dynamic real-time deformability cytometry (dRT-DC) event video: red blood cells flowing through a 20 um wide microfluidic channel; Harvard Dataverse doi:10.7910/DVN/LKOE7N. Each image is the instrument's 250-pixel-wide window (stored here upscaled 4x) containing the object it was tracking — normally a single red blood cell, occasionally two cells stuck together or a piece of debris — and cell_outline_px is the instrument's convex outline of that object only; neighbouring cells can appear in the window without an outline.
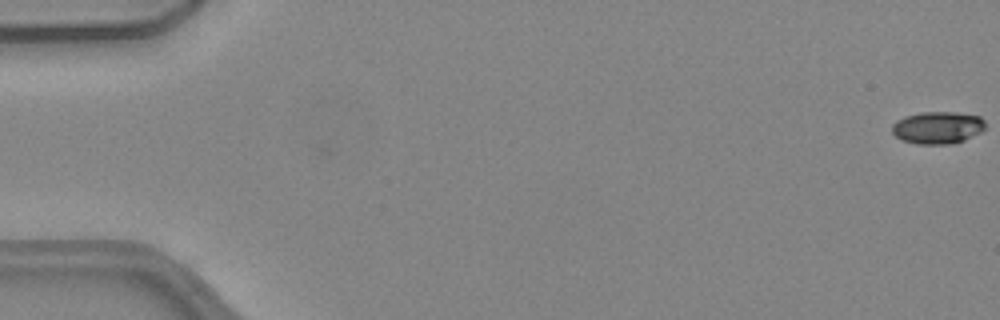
{"species": "common noctule bat (a hibernating species)", "species_latin": "Nyctalus noctula", "temperature_condition": "warm", "stored_images_in_passage": 21, "camera_frame_rate_fps": 3000, "um_per_image_px": 0.085, "animal": {"sex": "female", "body_mass_g": 24.6, "forearm_length_mm": 56.2}, "frame": {"image": 1, "passage_image": 1, "time_ms": 0.0, "image_size_px": [1000, 320], "cell_outline_px": [[984, 128], [980, 132], [964, 140], [952, 144], [916, 144], [900, 140], [892, 132], [892, 124], [896, 120], [904, 116], [920, 112], [956, 112], [980, 116], [984, 120]], "centroid_in_image_um": [79.66, 10.84], "position_along_channel_um": 5.3, "area_um2": 17.69}}
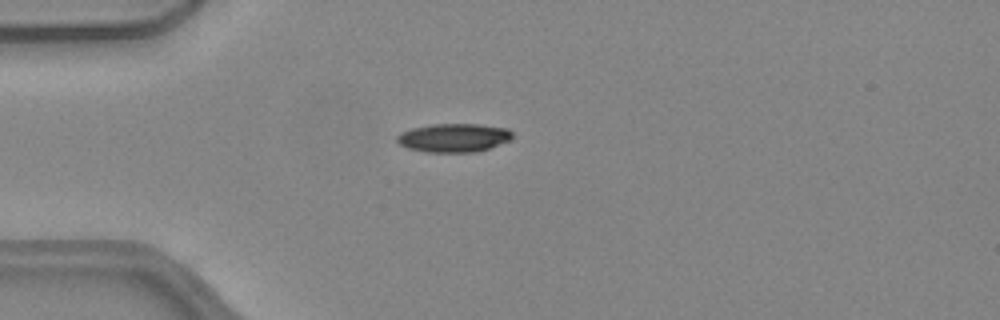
{"frame": {"image": 2, "passage_image": 15, "time_ms": 4.667, "image_size_px": [1000, 320], "cell_outline_px": [[512, 136], [508, 140], [488, 148], [476, 152], [428, 152], [408, 148], [400, 144], [396, 140], [396, 136], [400, 132], [412, 128], [432, 124], [476, 124], [508, 128], [512, 132]], "centroid_in_image_um": [38.53, 11.7], "position_along_channel_um": 46.5, "area_um2": 19.07}}